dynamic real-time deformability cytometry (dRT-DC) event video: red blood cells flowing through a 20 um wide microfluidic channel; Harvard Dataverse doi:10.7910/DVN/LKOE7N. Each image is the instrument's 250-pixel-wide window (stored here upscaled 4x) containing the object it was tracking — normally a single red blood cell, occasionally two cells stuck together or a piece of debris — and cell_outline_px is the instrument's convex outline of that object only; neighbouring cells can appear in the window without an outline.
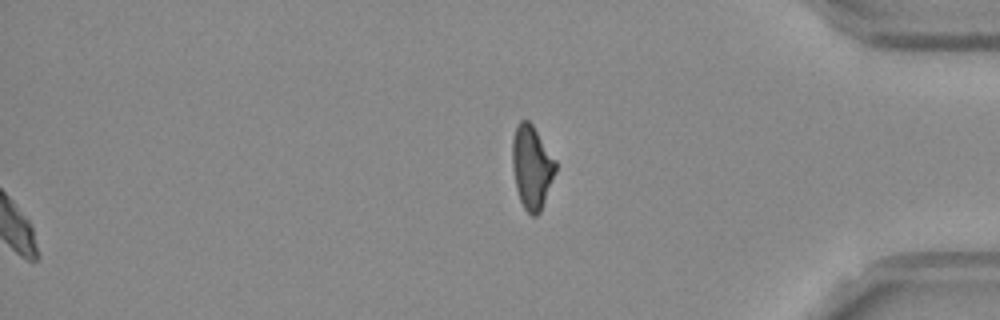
{"species": "Egyptian fruit bat (a non-hibernating species)", "species_latin": "Rousettus aegyptiacus", "temperature_condition": "room temperature", "stored_images_in_passage": 54, "segment_of_instrument_passage": [2, 2], "camera_frame_rate_fps": 3000, "um_per_image_px": 0.085, "frame": {"image": 1, "passage_image": 54, "time_ms": 17.667, "image_size_px": [1000, 320], "cell_outline_px": [[556, 172], [540, 212], [536, 216], [532, 216], [524, 208], [520, 200], [516, 188], [512, 168], [512, 140], [516, 128], [520, 120], [528, 120], [532, 124], [556, 160]], "centroid_in_image_um": [45.2, 14.21], "position_along_channel_um": 390.0, "area_um2": 20.98}}